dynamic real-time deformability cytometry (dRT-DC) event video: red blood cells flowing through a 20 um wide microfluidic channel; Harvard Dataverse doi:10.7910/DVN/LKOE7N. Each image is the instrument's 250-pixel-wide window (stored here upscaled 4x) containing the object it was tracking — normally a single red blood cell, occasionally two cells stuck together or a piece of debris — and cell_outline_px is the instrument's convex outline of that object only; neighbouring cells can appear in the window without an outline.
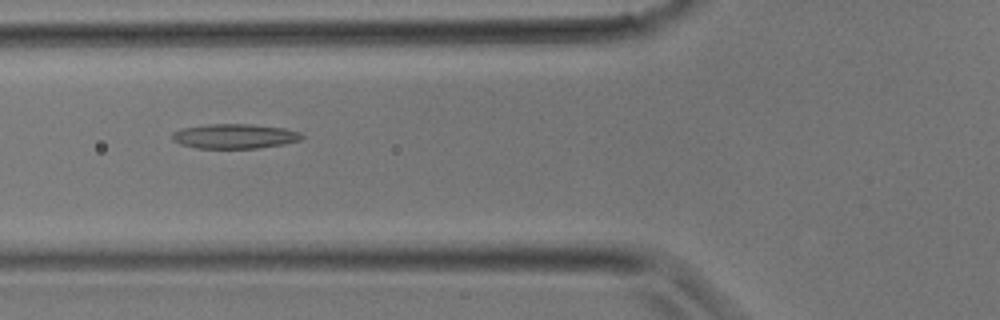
{"species": "common noctule bat (a hibernating species)", "species_latin": "Nyctalus noctula", "temperature_condition": "room temperature", "stored_images_in_passage": 29, "camera_frame_rate_fps": 3000, "um_per_image_px": 0.085, "animal": {"sex": "male", "body_mass_g": 17.9}, "frame": {"image": 1, "passage_image": 8, "time_ms": 2.333, "image_size_px": [1000, 320], "cell_outline_px": [[304, 136], [300, 140], [284, 144], [256, 148], [196, 148], [180, 144], [172, 140], [172, 132], [180, 128], [208, 124], [248, 124], [284, 128], [300, 132]], "centroid_in_image_um": [19.91, 11.57], "position_along_channel_um": 105.9, "area_um2": 18.67}}
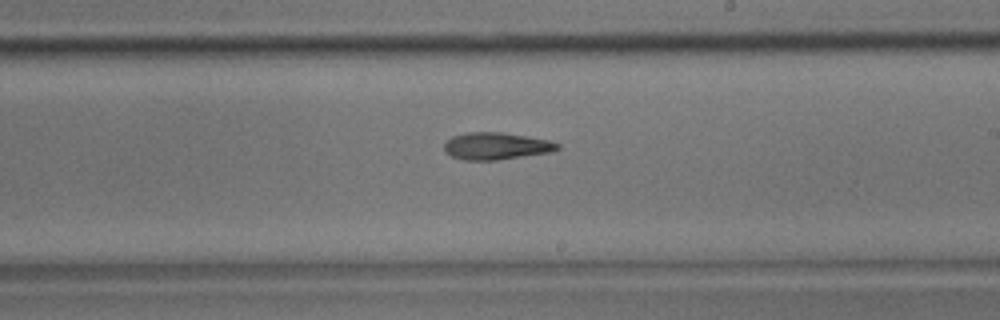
{"frame": {"image": 2, "passage_image": 15, "time_ms": 4.667, "image_size_px": [1000, 320], "cell_outline_px": [[560, 148], [552, 152], [496, 160], [464, 160], [452, 156], [444, 152], [444, 144], [452, 136], [468, 132], [500, 132], [528, 136], [552, 140], [560, 144]], "centroid_in_image_um": [42.21, 12.41], "position_along_channel_um": 246.8, "area_um2": 18.03}}
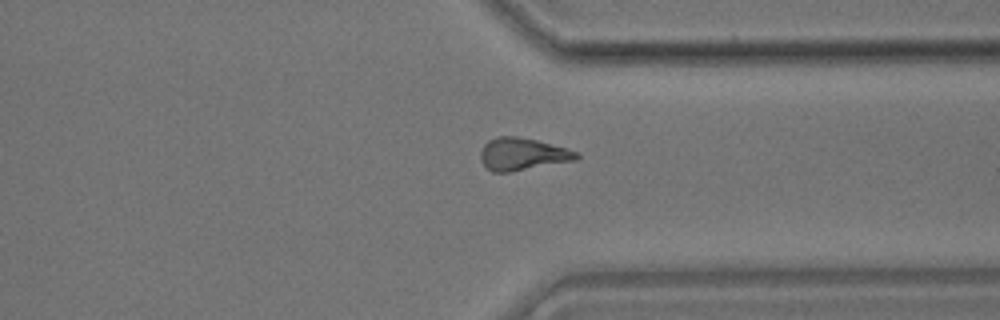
{"frame": {"image": 3, "passage_image": 21, "time_ms": 6.667, "image_size_px": [1000, 320], "cell_outline_px": [[580, 156], [576, 160], [508, 172], [492, 172], [484, 168], [480, 160], [480, 152], [484, 144], [488, 140], [496, 136], [516, 136], [536, 140], [580, 152]], "centroid_in_image_um": [44.37, 13.1], "position_along_channel_um": 367.0, "area_um2": 18.21}}